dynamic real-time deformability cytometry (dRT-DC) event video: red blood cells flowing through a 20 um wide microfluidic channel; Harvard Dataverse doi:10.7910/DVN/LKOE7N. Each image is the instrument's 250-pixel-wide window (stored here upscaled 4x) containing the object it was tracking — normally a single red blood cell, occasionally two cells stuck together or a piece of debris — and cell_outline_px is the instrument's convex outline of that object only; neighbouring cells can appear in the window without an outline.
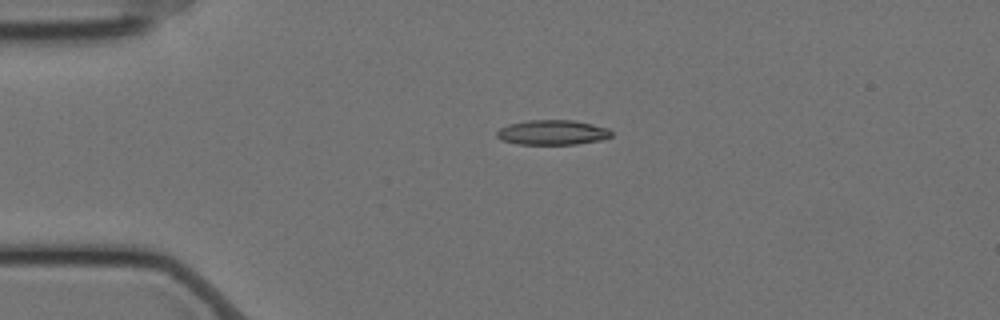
{"species": "Egyptian fruit bat (a non-hibernating species)", "species_latin": "Rousettus aegyptiacus", "temperature_condition": "cold", "stored_images_in_passage": 5, "camera_frame_rate_fps": 3000, "um_per_image_px": 0.085, "animal": {"sex": "female"}, "frame": {"image": 1, "passage_image": 1, "time_ms": 0.0, "image_size_px": [1000, 320], "cell_outline_px": [[612, 136], [600, 140], [576, 144], [516, 144], [500, 140], [496, 136], [496, 132], [500, 128], [508, 124], [528, 120], [572, 120], [608, 128], [612, 132]], "centroid_in_image_um": [46.91, 11.26], "position_along_channel_um": 38.1, "area_um2": 16.59}}